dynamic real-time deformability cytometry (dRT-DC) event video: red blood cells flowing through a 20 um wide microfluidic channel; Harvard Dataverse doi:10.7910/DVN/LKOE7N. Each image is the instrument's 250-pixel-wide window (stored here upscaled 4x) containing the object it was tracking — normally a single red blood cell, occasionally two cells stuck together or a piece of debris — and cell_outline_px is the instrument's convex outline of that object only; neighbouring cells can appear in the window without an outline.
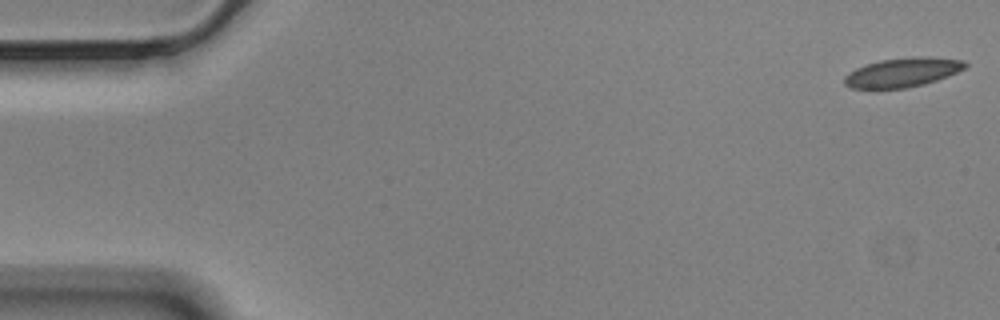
{"species": "Egyptian fruit bat (a non-hibernating species)", "species_latin": "Rousettus aegyptiacus", "temperature_condition": "cold", "stored_images_in_passage": 55, "camera_frame_rate_fps": 3000, "um_per_image_px": 0.085, "animal": {"sex": "male"}, "frame": {"image": 1, "passage_image": 1, "time_ms": 0.0, "image_size_px": [1000, 320], "cell_outline_px": [[968, 64], [964, 68], [956, 72], [936, 80], [924, 84], [904, 88], [852, 88], [844, 84], [844, 76], [856, 68], [880, 60], [920, 56], [964, 60]], "centroid_in_image_um": [76.71, 6.15], "position_along_channel_um": 8.3, "area_um2": 20.17}}
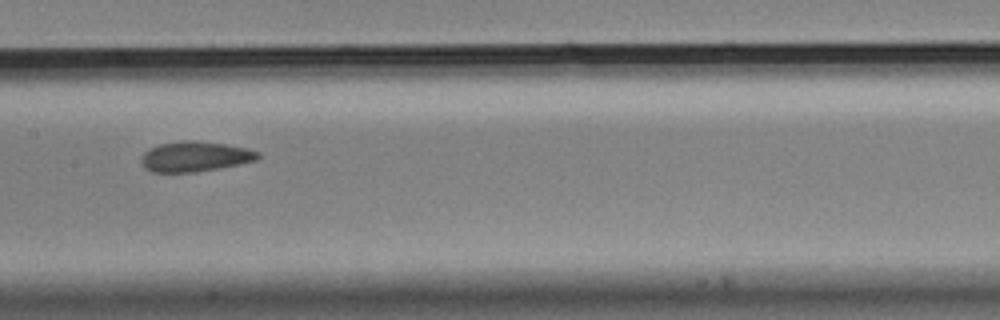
{"frame": {"image": 2, "passage_image": 28, "time_ms": 9.0, "image_size_px": [1000, 320], "cell_outline_px": [[260, 160], [220, 168], [196, 172], [152, 172], [144, 168], [140, 160], [144, 152], [160, 144], [180, 140], [196, 140], [224, 144], [248, 148], [260, 152]], "centroid_in_image_um": [16.61, 13.31], "position_along_channel_um": 190.8, "area_um2": 20.75}}
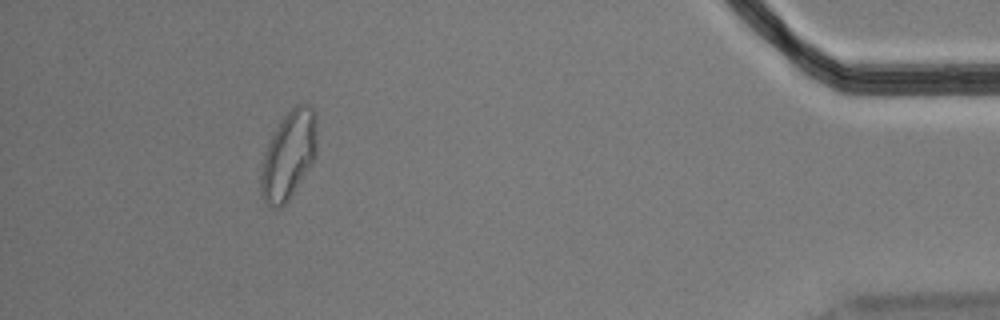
{"frame": {"image": 3, "passage_image": 52, "time_ms": 17.0, "image_size_px": [1000, 320], "cell_outline_px": [[316, 156], [288, 200], [280, 208], [268, 208], [260, 192], [260, 176], [264, 152], [276, 128], [284, 116], [296, 104], [308, 104], [316, 112]], "centroid_in_image_um": [24.52, 13.2], "position_along_channel_um": 410.7, "area_um2": 28.67}}